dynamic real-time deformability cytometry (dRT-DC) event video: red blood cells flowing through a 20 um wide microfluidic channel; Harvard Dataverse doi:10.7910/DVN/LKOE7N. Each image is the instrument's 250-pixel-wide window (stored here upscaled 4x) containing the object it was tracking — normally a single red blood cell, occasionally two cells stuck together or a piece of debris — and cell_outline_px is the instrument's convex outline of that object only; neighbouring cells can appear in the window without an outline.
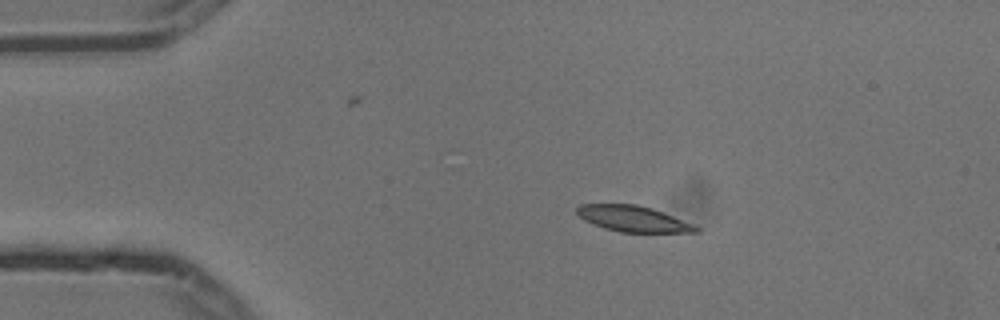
{"species": "common noctule bat (a hibernating species)", "species_latin": "Nyctalus noctula", "temperature_condition": "cold", "stored_images_in_passage": 9, "camera_frame_rate_fps": 3000, "um_per_image_px": 0.085, "animal": {"sex": "male", "body_mass_g": 13.3}, "frame": {"image": 1, "passage_image": 2, "time_ms": 0.333, "image_size_px": [1000, 320], "cell_outline_px": [[700, 232], [620, 232], [604, 228], [592, 224], [584, 220], [576, 212], [576, 208], [580, 204], [636, 204], [652, 208], [696, 224], [700, 228]], "centroid_in_image_um": [53.85, 18.59], "position_along_channel_um": 31.2, "area_um2": 18.09}}
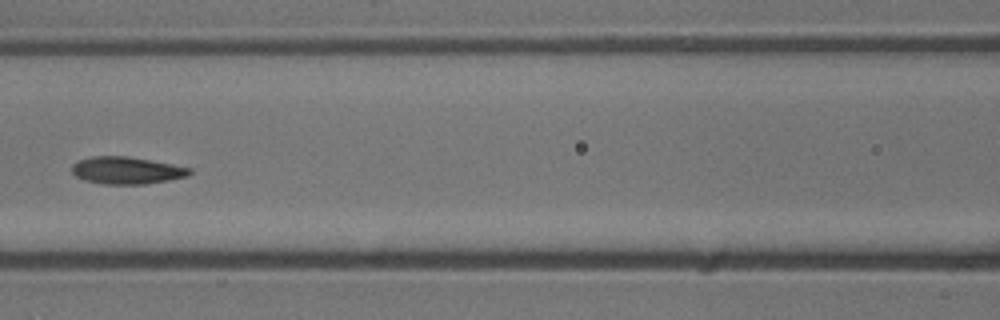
{"frame": {"image": 2, "passage_image": 6, "time_ms": 1.667, "image_size_px": [1000, 320], "cell_outline_px": [[192, 172], [188, 176], [168, 180], [144, 184], [104, 184], [84, 180], [76, 176], [72, 172], [72, 164], [76, 160], [92, 156], [128, 156], [172, 164], [192, 168]], "centroid_in_image_um": [10.75, 14.48], "position_along_channel_um": 155.9, "area_um2": 18.73}}
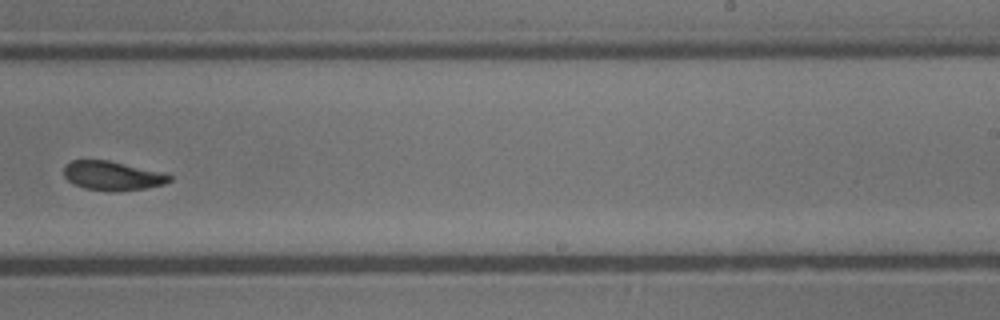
{"frame": {"image": 3, "passage_image": 9, "time_ms": 2.667, "image_size_px": [1000, 320], "cell_outline_px": [[172, 180], [164, 184], [144, 188], [116, 192], [112, 192], [84, 188], [68, 180], [64, 176], [64, 164], [72, 160], [108, 160], [160, 172], [172, 176]], "centroid_in_image_um": [9.53, 14.94], "position_along_channel_um": 279.5, "area_um2": 17.8}}